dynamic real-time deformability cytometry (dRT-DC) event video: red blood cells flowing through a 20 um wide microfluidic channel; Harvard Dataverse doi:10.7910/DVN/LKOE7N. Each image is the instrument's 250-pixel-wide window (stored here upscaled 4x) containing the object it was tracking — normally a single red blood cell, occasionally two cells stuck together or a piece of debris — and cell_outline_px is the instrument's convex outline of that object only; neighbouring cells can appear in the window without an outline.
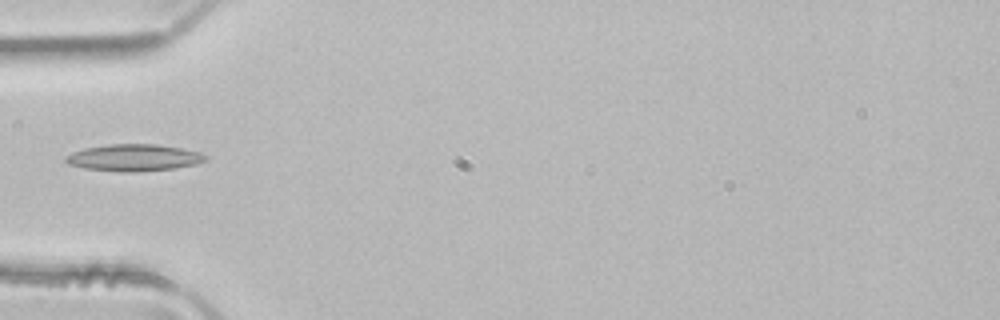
{"species": "common noctule bat (a hibernating species)", "species_latin": "Nyctalus noctula", "temperature_condition": "room temperature", "stored_images_in_passage": 4, "camera_frame_rate_fps": 3000, "um_per_image_px": 0.085, "animal": {"sex": "male", "body_mass_g": 21.5, "forearm_length_mm": 52.0}, "frame": {"image": 1, "passage_image": 4, "time_ms": 1.0, "image_size_px": [1000, 320], "cell_outline_px": [[208, 160], [196, 164], [176, 168], [132, 172], [120, 172], [84, 168], [68, 164], [64, 160], [64, 156], [72, 152], [84, 148], [108, 144], [156, 144], [184, 148], [200, 152], [208, 156]], "centroid_in_image_um": [11.39, 13.4], "position_along_channel_um": 73.6, "area_um2": 22.14}}